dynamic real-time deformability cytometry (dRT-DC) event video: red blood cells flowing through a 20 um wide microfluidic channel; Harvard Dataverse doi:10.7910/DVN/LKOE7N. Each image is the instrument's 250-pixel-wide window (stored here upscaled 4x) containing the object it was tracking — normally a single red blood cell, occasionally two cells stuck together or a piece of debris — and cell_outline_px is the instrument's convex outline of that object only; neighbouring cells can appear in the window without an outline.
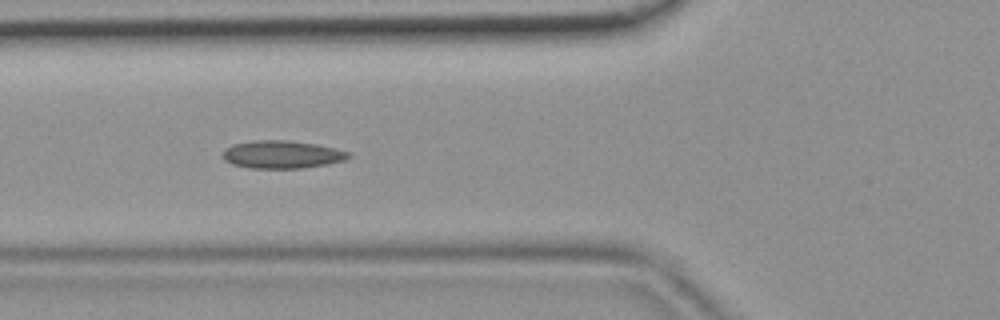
{"species": "common noctule bat (a hibernating species)", "species_latin": "Nyctalus noctula", "temperature_condition": "room temperature", "stored_images_in_passage": 41, "camera_frame_rate_fps": 3000, "um_per_image_px": 0.085, "animal": {"sex": "female", "body_mass_g": 19.9}, "frame": {"image": 1, "passage_image": 11, "time_ms": 3.333, "image_size_px": [1000, 320], "cell_outline_px": [[352, 156], [344, 160], [328, 164], [304, 168], [248, 168], [232, 164], [224, 160], [224, 148], [232, 144], [252, 140], [288, 140], [316, 144], [336, 148], [352, 152]], "centroid_in_image_um": [23.99, 13.13], "position_along_channel_um": 101.8, "area_um2": 20.63}}
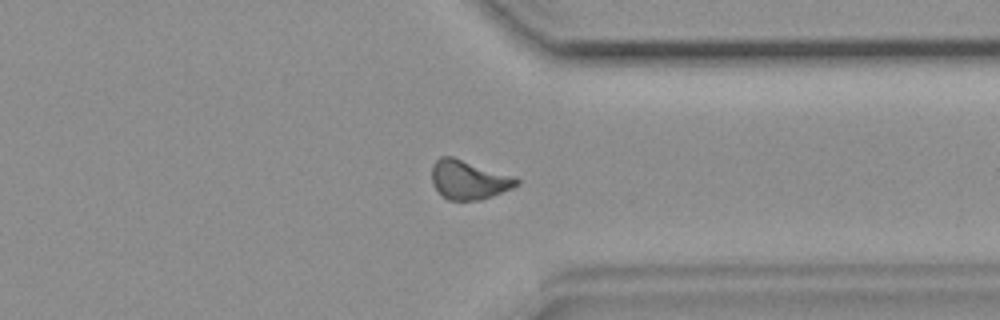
{"frame": {"image": 2, "passage_image": 30, "time_ms": 9.667, "image_size_px": [1000, 320], "cell_outline_px": [[520, 184], [512, 188], [492, 196], [480, 200], [448, 200], [432, 184], [432, 164], [440, 156], [452, 156], [516, 176], [520, 180]], "centroid_in_image_um": [39.87, 15.26], "position_along_channel_um": 371.5, "area_um2": 19.42}}
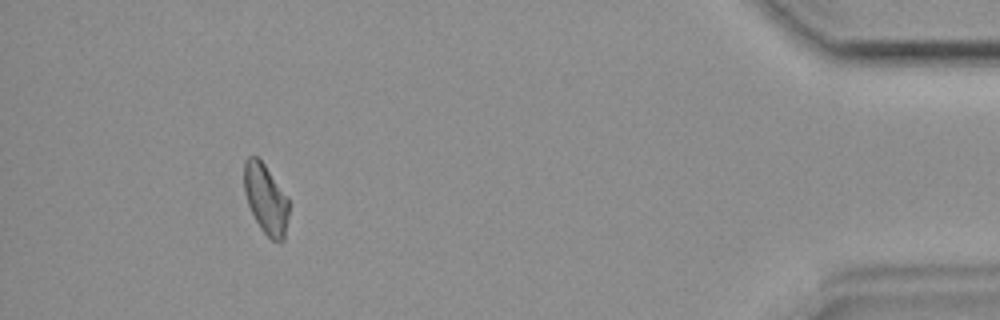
{"frame": {"image": 3, "passage_image": 37, "time_ms": 12.0, "image_size_px": [1000, 320], "cell_outline_px": [[288, 216], [284, 240], [280, 244], [272, 240], [260, 228], [248, 204], [244, 192], [244, 160], [248, 156], [256, 156], [264, 164], [288, 196]], "centroid_in_image_um": [22.6, 16.92], "position_along_channel_um": 412.6, "area_um2": 18.26}}